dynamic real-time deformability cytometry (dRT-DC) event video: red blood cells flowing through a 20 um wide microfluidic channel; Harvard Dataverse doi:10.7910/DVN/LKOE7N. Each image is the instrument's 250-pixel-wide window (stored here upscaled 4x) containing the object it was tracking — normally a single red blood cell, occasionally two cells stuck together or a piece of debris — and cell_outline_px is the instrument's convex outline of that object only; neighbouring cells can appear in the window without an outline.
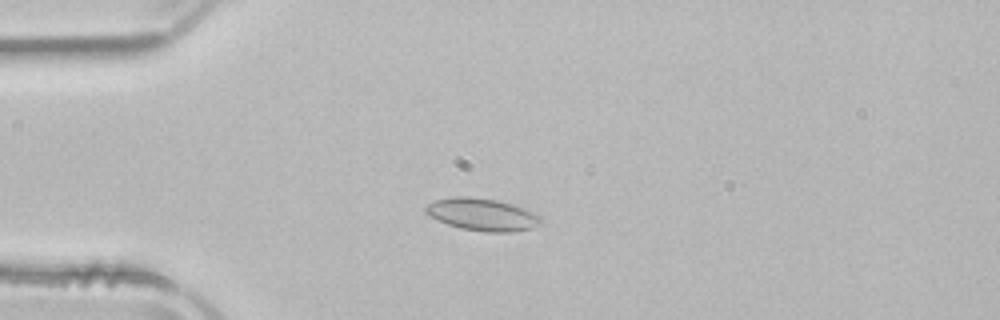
{"species": "common noctule bat (a hibernating species)", "species_latin": "Nyctalus noctula", "temperature_condition": "room temperature", "stored_images_in_passage": 41, "camera_frame_rate_fps": 3000, "um_per_image_px": 0.085, "animal": {"sex": "male", "body_mass_g": 21.5, "forearm_length_mm": 52.0}, "frame": {"image": 1, "passage_image": 2, "time_ms": 0.333, "image_size_px": [1000, 320], "cell_outline_px": [[540, 224], [532, 228], [512, 232], [484, 232], [460, 228], [448, 224], [424, 212], [424, 208], [428, 204], [436, 200], [452, 196], [472, 196], [496, 200], [512, 204], [536, 212], [540, 216]], "centroid_in_image_um": [41.01, 18.22], "position_along_channel_um": 44.0, "area_um2": 21.73}}
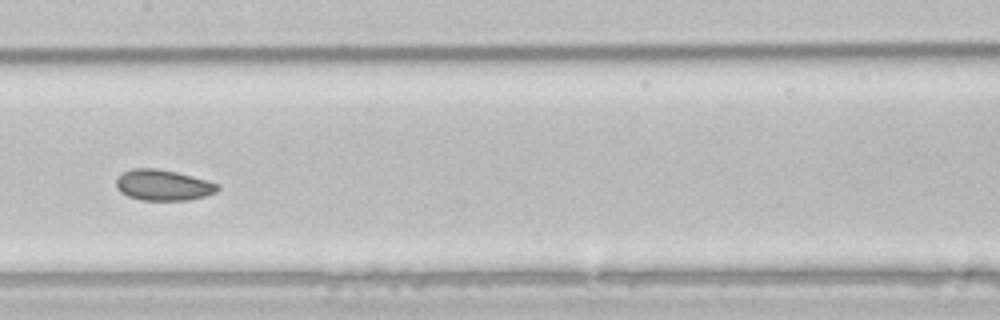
{"frame": {"image": 2, "passage_image": 15, "time_ms": 4.667, "image_size_px": [1000, 320], "cell_outline_px": [[220, 188], [216, 192], [204, 196], [188, 200], [140, 200], [128, 196], [120, 192], [116, 188], [116, 180], [124, 172], [132, 168], [156, 168], [176, 172], [208, 180], [220, 184]], "centroid_in_image_um": [13.88, 15.73], "position_along_channel_um": 193.5, "area_um2": 18.26}}
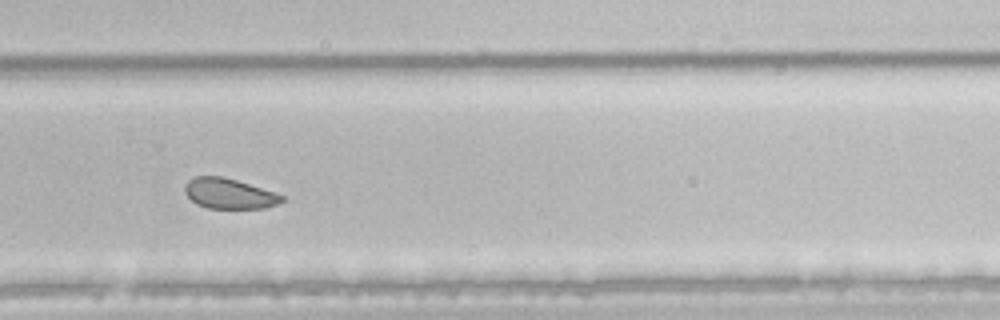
{"frame": {"image": 3, "passage_image": 24, "time_ms": 7.667, "image_size_px": [1000, 320], "cell_outline_px": [[284, 200], [280, 204], [264, 208], [208, 208], [196, 204], [184, 192], [184, 184], [188, 180], [196, 176], [220, 176], [236, 180], [276, 192], [284, 196]], "centroid_in_image_um": [19.49, 16.46], "position_along_channel_um": 310.3, "area_um2": 17.22}, "authors_computed_cell_mechanics": {"area_um2": 18.6694, "velocity_mm_per_s": 3.9104, "shape_relaxation_time_tau1_ms": null, "shape_relaxation_time_tau2_ms": 2.4205, "deformation_change_tau1": null, "deformation_change_tau2": 0.0656}}